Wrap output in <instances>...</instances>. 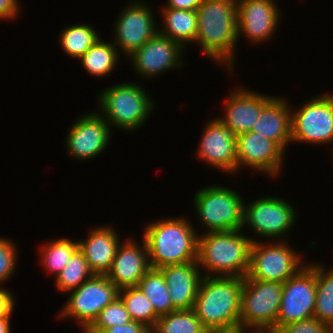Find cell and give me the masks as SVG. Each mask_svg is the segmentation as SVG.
<instances>
[{"label":"cell","mask_w":333,"mask_h":333,"mask_svg":"<svg viewBox=\"0 0 333 333\" xmlns=\"http://www.w3.org/2000/svg\"><path fill=\"white\" fill-rule=\"evenodd\" d=\"M114 44L99 39L84 53L79 61L88 74L94 77L108 76L119 60L120 54Z\"/></svg>","instance_id":"25"},{"label":"cell","mask_w":333,"mask_h":333,"mask_svg":"<svg viewBox=\"0 0 333 333\" xmlns=\"http://www.w3.org/2000/svg\"><path fill=\"white\" fill-rule=\"evenodd\" d=\"M118 234L111 226H98L90 230L87 239L78 240V249L88 262L91 271L96 275H106L115 258L118 245L121 243Z\"/></svg>","instance_id":"22"},{"label":"cell","mask_w":333,"mask_h":333,"mask_svg":"<svg viewBox=\"0 0 333 333\" xmlns=\"http://www.w3.org/2000/svg\"><path fill=\"white\" fill-rule=\"evenodd\" d=\"M20 6L19 0H0V19L15 18L20 12Z\"/></svg>","instance_id":"37"},{"label":"cell","mask_w":333,"mask_h":333,"mask_svg":"<svg viewBox=\"0 0 333 333\" xmlns=\"http://www.w3.org/2000/svg\"><path fill=\"white\" fill-rule=\"evenodd\" d=\"M152 333H209L192 309L159 316Z\"/></svg>","instance_id":"29"},{"label":"cell","mask_w":333,"mask_h":333,"mask_svg":"<svg viewBox=\"0 0 333 333\" xmlns=\"http://www.w3.org/2000/svg\"><path fill=\"white\" fill-rule=\"evenodd\" d=\"M275 0H237V36L252 43L271 39L281 18Z\"/></svg>","instance_id":"18"},{"label":"cell","mask_w":333,"mask_h":333,"mask_svg":"<svg viewBox=\"0 0 333 333\" xmlns=\"http://www.w3.org/2000/svg\"><path fill=\"white\" fill-rule=\"evenodd\" d=\"M161 12L163 29H160L159 33L179 43L183 48L187 43H195L198 26L196 11L163 8Z\"/></svg>","instance_id":"24"},{"label":"cell","mask_w":333,"mask_h":333,"mask_svg":"<svg viewBox=\"0 0 333 333\" xmlns=\"http://www.w3.org/2000/svg\"><path fill=\"white\" fill-rule=\"evenodd\" d=\"M291 141L333 144V93L314 96L291 111Z\"/></svg>","instance_id":"10"},{"label":"cell","mask_w":333,"mask_h":333,"mask_svg":"<svg viewBox=\"0 0 333 333\" xmlns=\"http://www.w3.org/2000/svg\"><path fill=\"white\" fill-rule=\"evenodd\" d=\"M169 289V297L176 310L193 309L202 273L198 261L164 266L159 269Z\"/></svg>","instance_id":"21"},{"label":"cell","mask_w":333,"mask_h":333,"mask_svg":"<svg viewBox=\"0 0 333 333\" xmlns=\"http://www.w3.org/2000/svg\"><path fill=\"white\" fill-rule=\"evenodd\" d=\"M283 283L243 278L240 330L273 333L280 310ZM254 329V330H253Z\"/></svg>","instance_id":"6"},{"label":"cell","mask_w":333,"mask_h":333,"mask_svg":"<svg viewBox=\"0 0 333 333\" xmlns=\"http://www.w3.org/2000/svg\"><path fill=\"white\" fill-rule=\"evenodd\" d=\"M273 333H333V330L326 323L312 317L279 327Z\"/></svg>","instance_id":"35"},{"label":"cell","mask_w":333,"mask_h":333,"mask_svg":"<svg viewBox=\"0 0 333 333\" xmlns=\"http://www.w3.org/2000/svg\"><path fill=\"white\" fill-rule=\"evenodd\" d=\"M274 242L253 241L246 275L249 279L284 283L303 267L302 253L299 254L284 241L279 242V239Z\"/></svg>","instance_id":"8"},{"label":"cell","mask_w":333,"mask_h":333,"mask_svg":"<svg viewBox=\"0 0 333 333\" xmlns=\"http://www.w3.org/2000/svg\"><path fill=\"white\" fill-rule=\"evenodd\" d=\"M129 312L120 297L106 306L85 330L86 333H100L103 329L131 322Z\"/></svg>","instance_id":"33"},{"label":"cell","mask_w":333,"mask_h":333,"mask_svg":"<svg viewBox=\"0 0 333 333\" xmlns=\"http://www.w3.org/2000/svg\"><path fill=\"white\" fill-rule=\"evenodd\" d=\"M183 48L169 37L157 33L142 47L134 51L129 59L134 71L145 78L162 75V72L184 66Z\"/></svg>","instance_id":"15"},{"label":"cell","mask_w":333,"mask_h":333,"mask_svg":"<svg viewBox=\"0 0 333 333\" xmlns=\"http://www.w3.org/2000/svg\"><path fill=\"white\" fill-rule=\"evenodd\" d=\"M203 0H168L163 8L196 11Z\"/></svg>","instance_id":"39"},{"label":"cell","mask_w":333,"mask_h":333,"mask_svg":"<svg viewBox=\"0 0 333 333\" xmlns=\"http://www.w3.org/2000/svg\"><path fill=\"white\" fill-rule=\"evenodd\" d=\"M296 209L284 198L265 196L244 204L242 228L251 227V230L274 241L290 232L296 219Z\"/></svg>","instance_id":"11"},{"label":"cell","mask_w":333,"mask_h":333,"mask_svg":"<svg viewBox=\"0 0 333 333\" xmlns=\"http://www.w3.org/2000/svg\"><path fill=\"white\" fill-rule=\"evenodd\" d=\"M316 270V303L314 317L333 330V267L319 262L310 264Z\"/></svg>","instance_id":"26"},{"label":"cell","mask_w":333,"mask_h":333,"mask_svg":"<svg viewBox=\"0 0 333 333\" xmlns=\"http://www.w3.org/2000/svg\"><path fill=\"white\" fill-rule=\"evenodd\" d=\"M93 275L94 273L89 268L83 253L77 249L62 271L55 276V285L58 291L68 293L78 288Z\"/></svg>","instance_id":"32"},{"label":"cell","mask_w":333,"mask_h":333,"mask_svg":"<svg viewBox=\"0 0 333 333\" xmlns=\"http://www.w3.org/2000/svg\"><path fill=\"white\" fill-rule=\"evenodd\" d=\"M69 293L58 317H71L81 326V331H85L99 313L119 297V289L105 275L96 274Z\"/></svg>","instance_id":"9"},{"label":"cell","mask_w":333,"mask_h":333,"mask_svg":"<svg viewBox=\"0 0 333 333\" xmlns=\"http://www.w3.org/2000/svg\"><path fill=\"white\" fill-rule=\"evenodd\" d=\"M138 83L123 82L104 89L98 96L101 115L110 126L133 132L154 111V102Z\"/></svg>","instance_id":"5"},{"label":"cell","mask_w":333,"mask_h":333,"mask_svg":"<svg viewBox=\"0 0 333 333\" xmlns=\"http://www.w3.org/2000/svg\"><path fill=\"white\" fill-rule=\"evenodd\" d=\"M196 232L182 217L146 224L142 239L148 249L150 268L197 261L199 235Z\"/></svg>","instance_id":"3"},{"label":"cell","mask_w":333,"mask_h":333,"mask_svg":"<svg viewBox=\"0 0 333 333\" xmlns=\"http://www.w3.org/2000/svg\"><path fill=\"white\" fill-rule=\"evenodd\" d=\"M147 296L155 313L162 316L176 310L169 297V289L159 269L150 268L137 285Z\"/></svg>","instance_id":"27"},{"label":"cell","mask_w":333,"mask_h":333,"mask_svg":"<svg viewBox=\"0 0 333 333\" xmlns=\"http://www.w3.org/2000/svg\"><path fill=\"white\" fill-rule=\"evenodd\" d=\"M246 88H236L225 100L224 116L218 119L230 127L236 136L251 131L263 106L272 98Z\"/></svg>","instance_id":"20"},{"label":"cell","mask_w":333,"mask_h":333,"mask_svg":"<svg viewBox=\"0 0 333 333\" xmlns=\"http://www.w3.org/2000/svg\"><path fill=\"white\" fill-rule=\"evenodd\" d=\"M254 133L274 141L284 152L291 142V107L284 99L272 96L263 106L260 117L254 124Z\"/></svg>","instance_id":"23"},{"label":"cell","mask_w":333,"mask_h":333,"mask_svg":"<svg viewBox=\"0 0 333 333\" xmlns=\"http://www.w3.org/2000/svg\"><path fill=\"white\" fill-rule=\"evenodd\" d=\"M315 303L316 270L310 264H305L293 277L283 283L275 330L314 317Z\"/></svg>","instance_id":"12"},{"label":"cell","mask_w":333,"mask_h":333,"mask_svg":"<svg viewBox=\"0 0 333 333\" xmlns=\"http://www.w3.org/2000/svg\"><path fill=\"white\" fill-rule=\"evenodd\" d=\"M66 149L77 160H91L99 156L109 145L112 133L109 123L98 112L78 117L69 128Z\"/></svg>","instance_id":"14"},{"label":"cell","mask_w":333,"mask_h":333,"mask_svg":"<svg viewBox=\"0 0 333 333\" xmlns=\"http://www.w3.org/2000/svg\"><path fill=\"white\" fill-rule=\"evenodd\" d=\"M100 333H152V329L140 322L132 320L124 325H115L103 329Z\"/></svg>","instance_id":"36"},{"label":"cell","mask_w":333,"mask_h":333,"mask_svg":"<svg viewBox=\"0 0 333 333\" xmlns=\"http://www.w3.org/2000/svg\"><path fill=\"white\" fill-rule=\"evenodd\" d=\"M130 3L117 17L112 41L127 57L159 32L152 8L142 1Z\"/></svg>","instance_id":"13"},{"label":"cell","mask_w":333,"mask_h":333,"mask_svg":"<svg viewBox=\"0 0 333 333\" xmlns=\"http://www.w3.org/2000/svg\"><path fill=\"white\" fill-rule=\"evenodd\" d=\"M284 151L262 134L248 131L236 136L237 172L245 165L267 176L280 175Z\"/></svg>","instance_id":"16"},{"label":"cell","mask_w":333,"mask_h":333,"mask_svg":"<svg viewBox=\"0 0 333 333\" xmlns=\"http://www.w3.org/2000/svg\"><path fill=\"white\" fill-rule=\"evenodd\" d=\"M195 42L203 55L233 71L237 40V0H203L196 10Z\"/></svg>","instance_id":"1"},{"label":"cell","mask_w":333,"mask_h":333,"mask_svg":"<svg viewBox=\"0 0 333 333\" xmlns=\"http://www.w3.org/2000/svg\"><path fill=\"white\" fill-rule=\"evenodd\" d=\"M40 261L43 267L51 274L58 275L66 266L73 253L78 249V241L71 239L58 238L56 240L48 241L42 245Z\"/></svg>","instance_id":"30"},{"label":"cell","mask_w":333,"mask_h":333,"mask_svg":"<svg viewBox=\"0 0 333 333\" xmlns=\"http://www.w3.org/2000/svg\"><path fill=\"white\" fill-rule=\"evenodd\" d=\"M242 229L206 232L198 236V264L207 273L203 276L242 277L247 275L252 238Z\"/></svg>","instance_id":"4"},{"label":"cell","mask_w":333,"mask_h":333,"mask_svg":"<svg viewBox=\"0 0 333 333\" xmlns=\"http://www.w3.org/2000/svg\"><path fill=\"white\" fill-rule=\"evenodd\" d=\"M127 239L118 245L115 258L106 277L119 289L135 287L150 269L148 249L143 239L140 244Z\"/></svg>","instance_id":"19"},{"label":"cell","mask_w":333,"mask_h":333,"mask_svg":"<svg viewBox=\"0 0 333 333\" xmlns=\"http://www.w3.org/2000/svg\"><path fill=\"white\" fill-rule=\"evenodd\" d=\"M1 287V286H0ZM15 297L8 289L0 288V317L11 316L15 307Z\"/></svg>","instance_id":"38"},{"label":"cell","mask_w":333,"mask_h":333,"mask_svg":"<svg viewBox=\"0 0 333 333\" xmlns=\"http://www.w3.org/2000/svg\"><path fill=\"white\" fill-rule=\"evenodd\" d=\"M202 137L196 150L201 161L223 172L237 171L236 135L217 117L205 125Z\"/></svg>","instance_id":"17"},{"label":"cell","mask_w":333,"mask_h":333,"mask_svg":"<svg viewBox=\"0 0 333 333\" xmlns=\"http://www.w3.org/2000/svg\"><path fill=\"white\" fill-rule=\"evenodd\" d=\"M99 33L89 24L70 25L62 30L59 42L61 48L71 58L79 59L100 39Z\"/></svg>","instance_id":"28"},{"label":"cell","mask_w":333,"mask_h":333,"mask_svg":"<svg viewBox=\"0 0 333 333\" xmlns=\"http://www.w3.org/2000/svg\"><path fill=\"white\" fill-rule=\"evenodd\" d=\"M252 333V331H244V330H237V331H231V332H209V333Z\"/></svg>","instance_id":"41"},{"label":"cell","mask_w":333,"mask_h":333,"mask_svg":"<svg viewBox=\"0 0 333 333\" xmlns=\"http://www.w3.org/2000/svg\"><path fill=\"white\" fill-rule=\"evenodd\" d=\"M119 297L133 321L140 322L153 328L159 318L147 296L138 286L119 290Z\"/></svg>","instance_id":"31"},{"label":"cell","mask_w":333,"mask_h":333,"mask_svg":"<svg viewBox=\"0 0 333 333\" xmlns=\"http://www.w3.org/2000/svg\"><path fill=\"white\" fill-rule=\"evenodd\" d=\"M193 201L198 219L208 232L242 229L245 202L236 190L216 184L203 187Z\"/></svg>","instance_id":"7"},{"label":"cell","mask_w":333,"mask_h":333,"mask_svg":"<svg viewBox=\"0 0 333 333\" xmlns=\"http://www.w3.org/2000/svg\"><path fill=\"white\" fill-rule=\"evenodd\" d=\"M10 317L11 316L0 317V333H10Z\"/></svg>","instance_id":"40"},{"label":"cell","mask_w":333,"mask_h":333,"mask_svg":"<svg viewBox=\"0 0 333 333\" xmlns=\"http://www.w3.org/2000/svg\"><path fill=\"white\" fill-rule=\"evenodd\" d=\"M17 245L9 238L0 237V285L14 274L17 268Z\"/></svg>","instance_id":"34"},{"label":"cell","mask_w":333,"mask_h":333,"mask_svg":"<svg viewBox=\"0 0 333 333\" xmlns=\"http://www.w3.org/2000/svg\"><path fill=\"white\" fill-rule=\"evenodd\" d=\"M242 277L203 276L193 311L209 332L240 330Z\"/></svg>","instance_id":"2"}]
</instances>
